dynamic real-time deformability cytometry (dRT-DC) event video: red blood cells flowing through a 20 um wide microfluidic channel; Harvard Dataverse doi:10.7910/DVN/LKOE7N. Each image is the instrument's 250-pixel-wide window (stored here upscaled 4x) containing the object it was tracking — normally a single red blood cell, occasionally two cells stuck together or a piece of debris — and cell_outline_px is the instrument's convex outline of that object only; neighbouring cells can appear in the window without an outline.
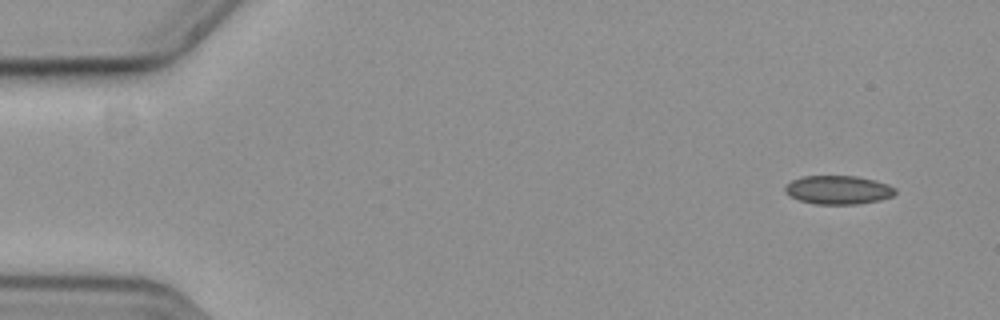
{"species": "common noctule bat (a hibernating species)", "species_latin": "Nyctalus noctula", "temperature_condition": "cold", "stored_images_in_passage": 53, "camera_frame_rate_fps": 3000, "um_per_image_px": 0.085, "animal": {"sex": "female", "body_mass_g": 19.3, "forearm_length_mm": 54.1}, "frame": {"image": 1, "passage_image": 1, "time_ms": 0.0, "image_size_px": [1000, 320], "cell_outline_px": [[896, 192], [892, 196], [880, 200], [856, 204], [816, 204], [800, 200], [784, 192], [784, 188], [792, 180], [800, 176], [856, 176], [876, 180], [888, 184], [896, 188]], "centroid_in_image_um": [71.27, 16.13], "position_along_channel_um": 13.7, "area_um2": 18.38}}
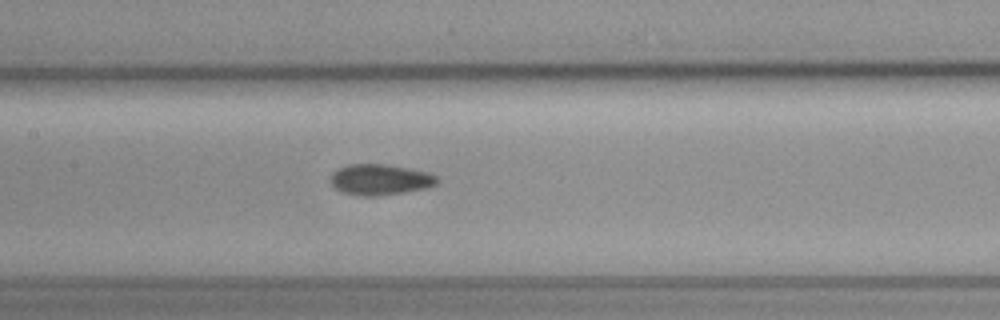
{"frame": {"image": 2, "passage_image": 24, "time_ms": 7.667, "image_size_px": [1000, 320], "cell_outline_px": [[436, 184], [428, 188], [404, 192], [376, 196], [360, 196], [340, 192], [332, 184], [332, 176], [340, 168], [348, 164], [384, 164], [408, 168], [428, 172], [436, 176]], "centroid_in_image_um": [32.32, 15.27], "position_along_channel_um": 175.1, "area_um2": 18.9}}
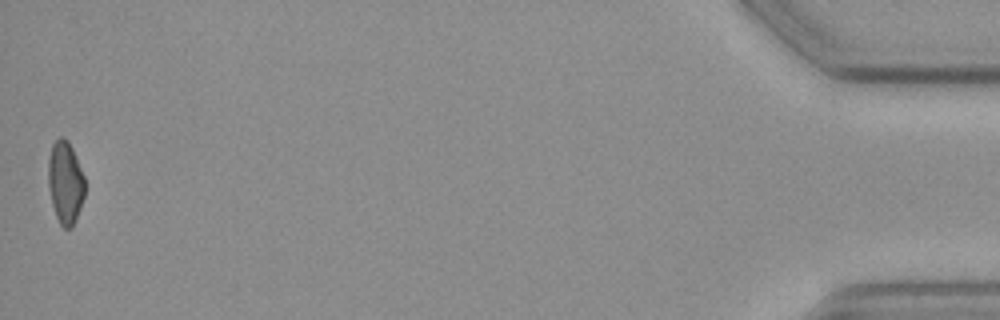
{"frame": {"image": 3, "passage_image": 53, "time_ms": 17.333, "image_size_px": [1000, 320], "cell_outline_px": [[84, 196], [80, 208], [72, 228], [64, 228], [60, 224], [56, 216], [52, 204], [48, 188], [48, 160], [52, 144], [60, 136], [64, 136], [68, 140], [72, 148], [84, 176]], "centroid_in_image_um": [5.54, 15.49], "position_along_channel_um": 429.7, "area_um2": 17.63}, "authors_computed_cell_mechanics": {"area_um2": 18.3804, "velocity_mm_per_s": 3.6893, "shape_relaxation_time_tau1_ms": null, "shape_relaxation_time_tau2_ms": 4.0956, "deformation_change_tau1": null, "deformation_change_tau2": 0.0817}}